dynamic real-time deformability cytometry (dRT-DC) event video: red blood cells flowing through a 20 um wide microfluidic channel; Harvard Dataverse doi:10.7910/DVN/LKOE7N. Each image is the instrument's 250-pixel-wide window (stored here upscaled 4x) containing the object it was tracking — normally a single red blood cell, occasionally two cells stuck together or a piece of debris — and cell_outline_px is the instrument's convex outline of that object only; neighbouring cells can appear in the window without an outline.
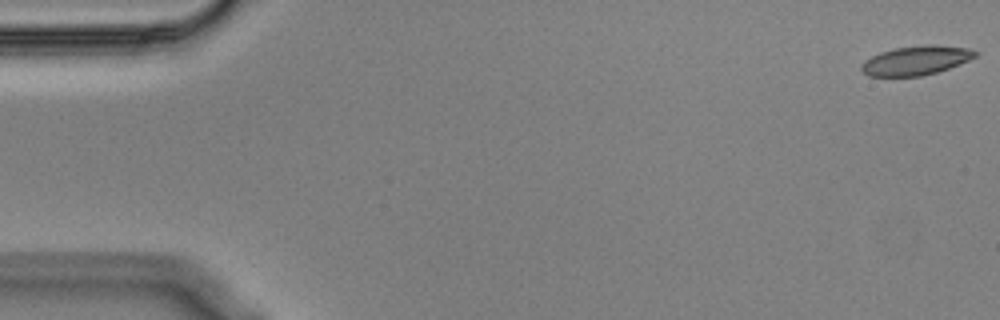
{"species": "Egyptian fruit bat (a non-hibernating species)", "species_latin": "Rousettus aegyptiacus", "temperature_condition": "cold", "stored_images_in_passage": 56, "camera_frame_rate_fps": 3000, "um_per_image_px": 0.085, "animal": {"sex": "male"}, "frame": {"image": 1, "passage_image": 1, "time_ms": 0.0, "image_size_px": [1000, 320], "cell_outline_px": [[980, 52], [976, 56], [960, 64], [936, 72], [920, 76], [868, 76], [860, 68], [860, 64], [864, 60], [880, 52], [896, 48], [924, 44], [932, 44], [968, 48]], "centroid_in_image_um": [77.86, 5.13], "position_along_channel_um": 7.1, "area_um2": 19.36}}
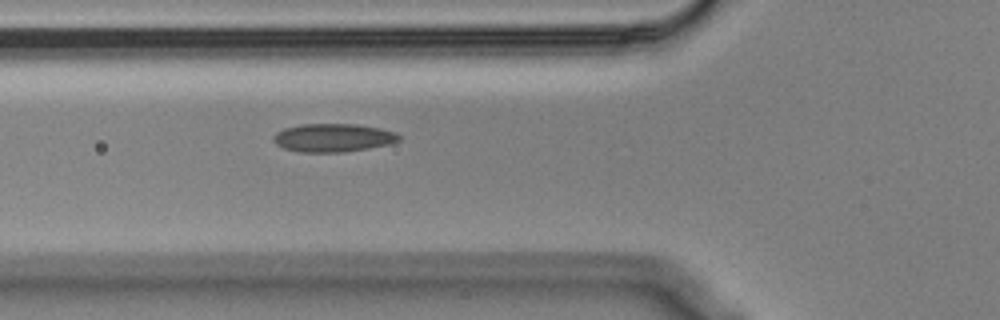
{"frame": {"image": 2, "passage_image": 20, "time_ms": 6.333, "image_size_px": [1000, 320], "cell_outline_px": [[400, 140], [388, 144], [368, 148], [344, 152], [300, 152], [284, 148], [276, 144], [272, 140], [272, 136], [276, 132], [284, 128], [300, 124], [356, 124], [380, 128], [396, 132], [400, 136]], "centroid_in_image_um": [28.29, 11.7], "position_along_channel_um": 97.5, "area_um2": 20.75}}
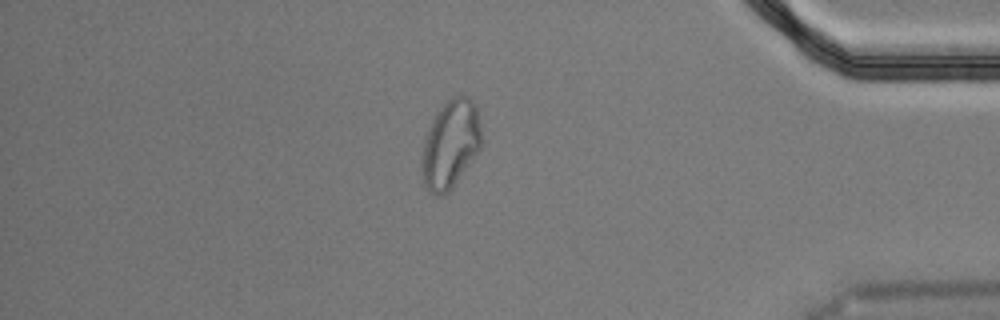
{"frame": {"image": 3, "passage_image": 48, "time_ms": 15.667, "image_size_px": [1000, 320], "cell_outline_px": [[484, 140], [480, 148], [452, 188], [448, 192], [440, 196], [436, 196], [424, 184], [424, 148], [428, 132], [432, 120], [440, 108], [452, 96], [464, 96], [472, 100], [476, 104]], "centroid_in_image_um": [38.37, 12.22], "position_along_channel_um": 396.8, "area_um2": 29.88}, "authors_computed_cell_mechanics": {"area_um2": 20.4034, "velocity_mm_per_s": 3.5643, "shape_relaxation_time_tau1_ms": null, "shape_relaxation_time_tau2_ms": 2.6555, "deformation_change_tau1": null, "deformation_change_tau2": 0.082}}